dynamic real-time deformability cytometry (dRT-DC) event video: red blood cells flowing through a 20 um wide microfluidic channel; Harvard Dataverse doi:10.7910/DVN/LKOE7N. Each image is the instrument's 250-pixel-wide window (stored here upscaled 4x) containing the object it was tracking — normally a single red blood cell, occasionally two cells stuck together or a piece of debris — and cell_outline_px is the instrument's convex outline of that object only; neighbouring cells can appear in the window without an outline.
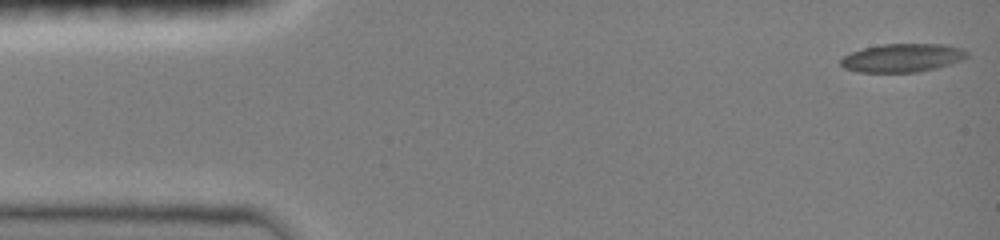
{"species": "common noctule bat (a hibernating species)", "species_latin": "Nyctalus noctula", "temperature_condition": "room temperature", "stored_images_in_passage": 64, "camera_frame_rate_fps": 3000, "um_per_image_px": 0.085, "animal": {"sex": "female", "body_mass_g": 19.0, "forearm_length_mm": 51.5}, "frame": {"image": 1, "passage_image": 1, "time_ms": 0.0, "image_size_px": [1000, 240], "cell_outline_px": [[968, 56], [960, 60], [936, 68], [916, 72], [860, 72], [844, 68], [840, 64], [840, 60], [844, 56], [852, 52], [864, 48], [884, 44], [944, 44], [964, 48], [968, 52]], "centroid_in_image_um": [76.71, 4.91], "position_along_channel_um": 8.3, "area_um2": 20.75}}
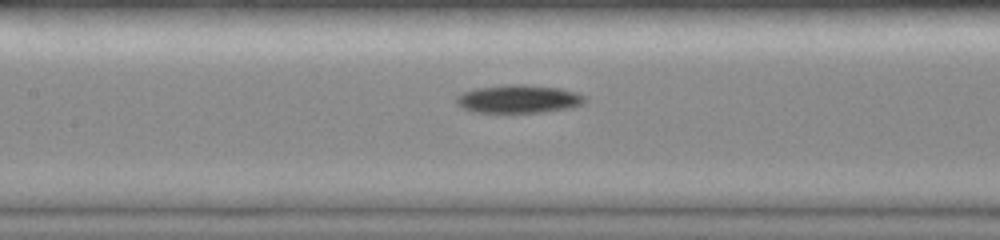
{"frame": {"image": 2, "passage_image": 24, "time_ms": 6.667, "image_size_px": [1000, 240], "cell_outline_px": [[584, 104], [572, 108], [544, 112], [472, 112], [456, 104], [456, 96], [460, 92], [476, 88], [512, 84], [520, 84], [560, 88], [576, 92], [584, 96]], "centroid_in_image_um": [44.07, 8.41], "position_along_channel_um": 163.3, "area_um2": 21.15}}
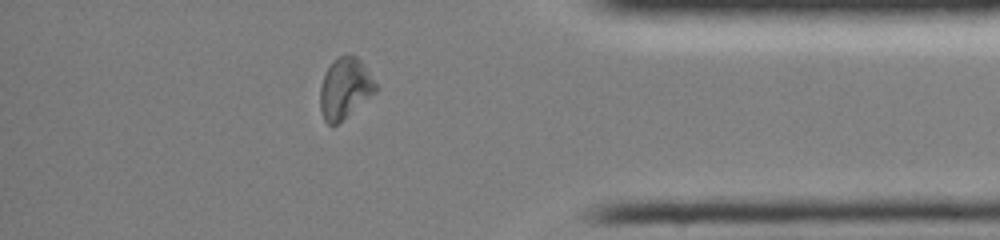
{"frame": {"image": 3, "passage_image": 49, "time_ms": 13.0, "image_size_px": [1000, 240], "cell_outline_px": [[380, 88], [376, 92], [336, 124], [328, 124], [324, 120], [320, 108], [320, 88], [324, 76], [332, 60], [340, 56], [356, 56], [364, 64]], "centroid_in_image_um": [29.33, 7.49], "position_along_channel_um": 405.9, "area_um2": 19.42}, "authors_computed_cell_mechanics": {"area_um2": 20.23, "velocity_mm_per_s": 4.054, "shape_relaxation_time_tau1_ms": 3.7948, "shape_relaxation_time_tau2_ms": null, "deformation_change_tau1": 0.1578, "deformation_change_tau2": null}}